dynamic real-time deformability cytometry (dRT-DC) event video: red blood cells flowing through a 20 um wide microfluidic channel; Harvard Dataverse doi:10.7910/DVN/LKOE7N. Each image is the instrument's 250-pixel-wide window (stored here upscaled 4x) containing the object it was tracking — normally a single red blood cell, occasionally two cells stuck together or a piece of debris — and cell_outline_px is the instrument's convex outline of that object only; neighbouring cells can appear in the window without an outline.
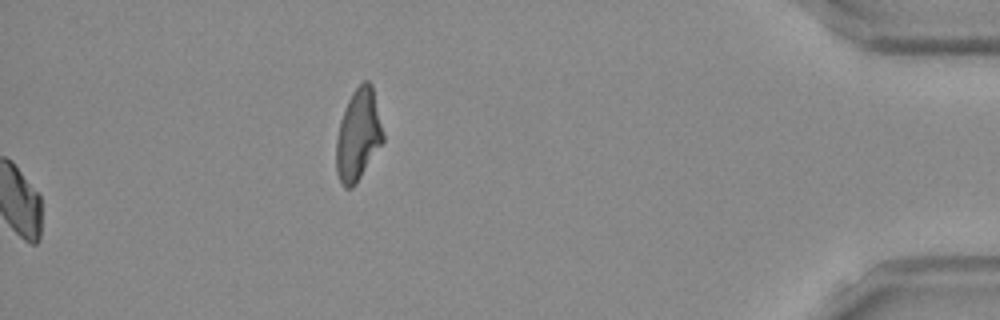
{"species": "Egyptian fruit bat (a non-hibernating species)", "species_latin": "Rousettus aegyptiacus", "temperature_condition": "room temperature", "stored_images_in_passage": 47, "camera_frame_rate_fps": 3000, "um_per_image_px": 0.085, "frame": {"image": 1, "passage_image": 47, "time_ms": 15.333, "image_size_px": [1000, 320], "cell_outline_px": [[384, 140], [356, 184], [352, 188], [344, 188], [336, 172], [336, 140], [340, 120], [348, 100], [352, 92], [364, 80], [368, 80], [372, 84], [384, 132]], "centroid_in_image_um": [30.45, 11.47], "position_along_channel_um": 404.8, "area_um2": 25.03}}